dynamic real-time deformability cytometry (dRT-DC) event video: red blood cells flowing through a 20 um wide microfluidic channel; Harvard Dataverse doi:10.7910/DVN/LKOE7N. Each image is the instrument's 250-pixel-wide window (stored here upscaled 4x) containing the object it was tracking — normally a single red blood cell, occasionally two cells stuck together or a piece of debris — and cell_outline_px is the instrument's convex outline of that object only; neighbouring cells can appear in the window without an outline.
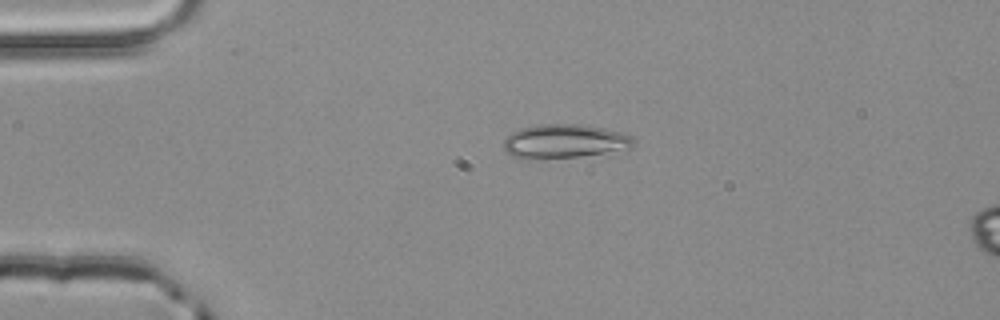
{"species": "common noctule bat (a hibernating species)", "species_latin": "Nyctalus noctula", "temperature_condition": "room temperature", "stored_images_in_passage": 2, "camera_frame_rate_fps": 3000, "um_per_image_px": 0.085, "animal": {"sex": "male", "body_mass_g": 20.4}, "frame": {"image": 1, "passage_image": 1, "time_ms": 0.0, "image_size_px": [1000, 320], "cell_outline_px": [[632, 148], [580, 156], [512, 156], [504, 148], [504, 140], [512, 132], [520, 128], [544, 124], [580, 124], [604, 128], [620, 132], [632, 136]], "centroid_in_image_um": [48.03, 11.96], "position_along_channel_um": 37.0, "area_um2": 24.57}}